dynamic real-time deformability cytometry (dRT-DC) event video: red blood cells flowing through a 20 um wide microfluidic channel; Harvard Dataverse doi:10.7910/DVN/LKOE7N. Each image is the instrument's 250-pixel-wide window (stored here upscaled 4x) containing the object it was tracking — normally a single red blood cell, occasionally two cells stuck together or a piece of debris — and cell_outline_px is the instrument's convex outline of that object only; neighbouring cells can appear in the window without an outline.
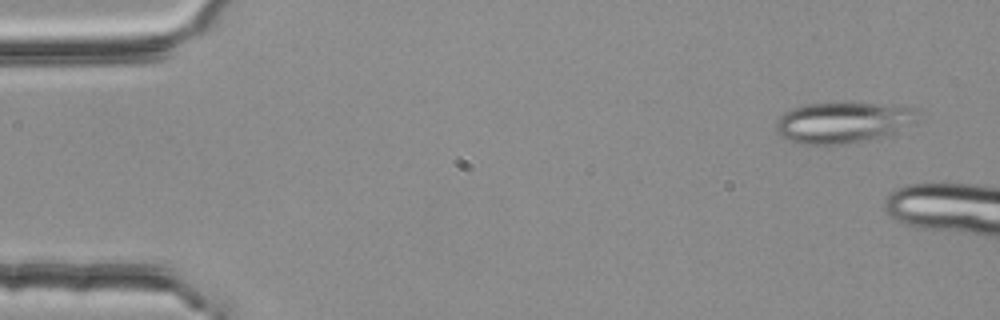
{"species": "common noctule bat (a hibernating species)", "species_latin": "Nyctalus noctula", "temperature_condition": "room temperature", "stored_images_in_passage": 13, "camera_frame_rate_fps": 3000, "um_per_image_px": 0.085, "animal": {"sex": "female", "body_mass_g": 25.1}, "frame": {"image": 1, "passage_image": 3, "time_ms": 0.667, "image_size_px": [1000, 320], "cell_outline_px": [[916, 120], [884, 136], [872, 140], [848, 144], [800, 144], [788, 140], [780, 136], [776, 132], [776, 120], [784, 112], [792, 108], [804, 104], [908, 104], [916, 108]], "centroid_in_image_um": [71.62, 10.41], "position_along_channel_um": 13.4, "area_um2": 33.76}}